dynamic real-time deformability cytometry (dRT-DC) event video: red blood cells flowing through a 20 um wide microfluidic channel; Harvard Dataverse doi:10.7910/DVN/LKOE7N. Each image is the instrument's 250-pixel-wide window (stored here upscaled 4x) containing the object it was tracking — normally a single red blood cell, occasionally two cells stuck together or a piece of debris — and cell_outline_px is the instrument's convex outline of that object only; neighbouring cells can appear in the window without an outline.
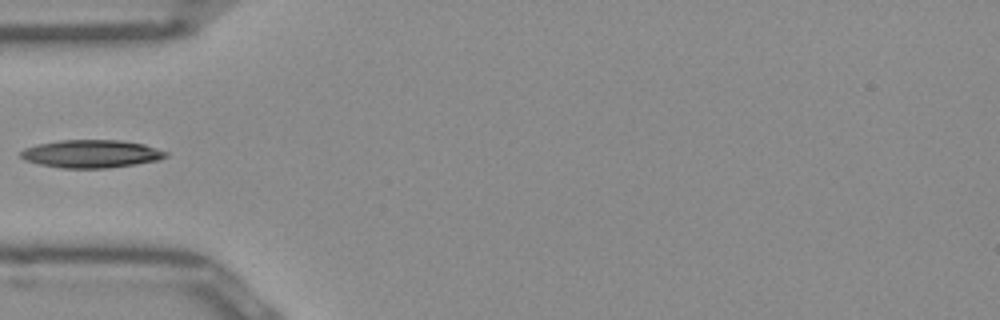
{"species": "Egyptian fruit bat (a non-hibernating species)", "species_latin": "Rousettus aegyptiacus", "temperature_condition": "room temperature", "stored_images_in_passage": 9, "camera_frame_rate_fps": 3000, "um_per_image_px": 0.085, "frame": {"image": 1, "passage_image": 1, "time_ms": 0.0, "image_size_px": [1000, 320], "cell_outline_px": [[168, 156], [156, 160], [108, 168], [60, 168], [40, 164], [28, 160], [20, 156], [20, 152], [24, 148], [36, 144], [60, 140], [120, 140], [144, 144], [168, 152]], "centroid_in_image_um": [7.74, 13.06], "position_along_channel_um": 77.3, "area_um2": 23.41}}